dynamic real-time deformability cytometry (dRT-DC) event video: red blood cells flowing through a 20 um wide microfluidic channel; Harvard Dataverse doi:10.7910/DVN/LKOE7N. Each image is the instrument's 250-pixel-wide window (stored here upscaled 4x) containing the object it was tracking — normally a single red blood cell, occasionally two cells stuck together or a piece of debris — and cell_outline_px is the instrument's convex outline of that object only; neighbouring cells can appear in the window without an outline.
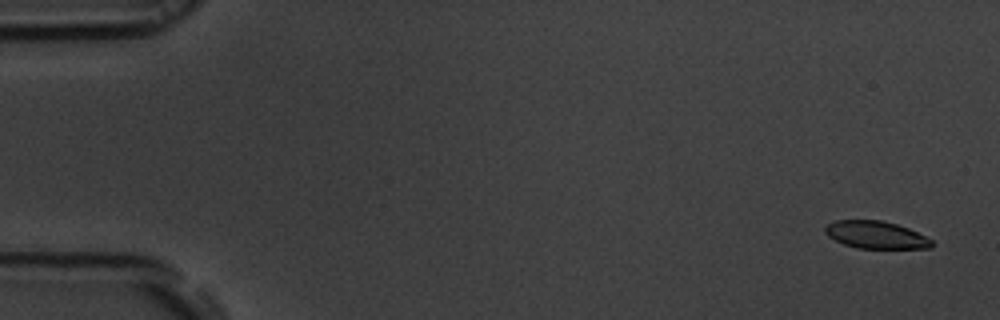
{"species": "common noctule bat (a hibernating species)", "species_latin": "Nyctalus noctula", "temperature_condition": "room temperature", "stored_images_in_passage": 55, "camera_frame_rate_fps": 3000, "um_per_image_px": 0.085, "animal": {"sex": "male", "body_mass_g": 19.5, "forearm_length_mm": 54.6}, "frame": {"image": 1, "passage_image": 3, "time_ms": 0.667, "image_size_px": [1000, 320], "cell_outline_px": [[932, 248], [856, 248], [844, 244], [828, 236], [824, 232], [824, 228], [828, 224], [836, 220], [880, 220], [896, 224], [908, 228], [932, 240]], "centroid_in_image_um": [74.42, 19.96], "position_along_channel_um": 10.6, "area_um2": 16.88}}
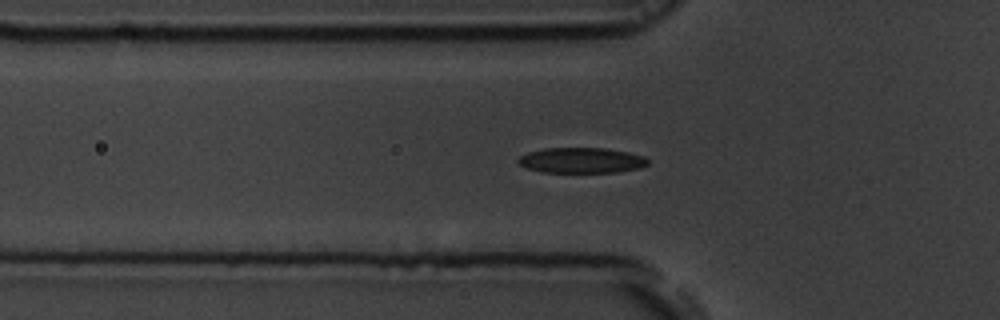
{"frame": {"image": 2, "passage_image": 19, "time_ms": 6.0, "image_size_px": [1000, 320], "cell_outline_px": [[648, 164], [640, 168], [616, 172], [540, 172], [528, 168], [520, 164], [516, 160], [520, 156], [528, 152], [544, 148], [604, 148], [628, 152], [644, 156], [648, 160]], "centroid_in_image_um": [49.42, 13.63], "position_along_channel_um": 76.4, "area_um2": 19.19}}
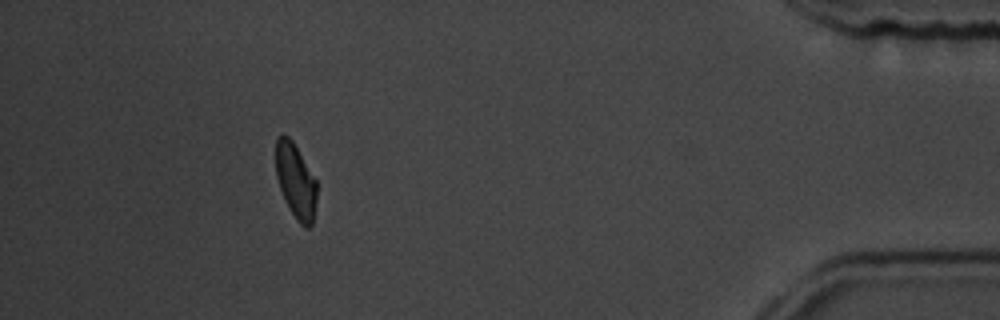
{"frame": {"image": 3, "passage_image": 50, "time_ms": 16.333, "image_size_px": [1000, 320], "cell_outline_px": [[316, 200], [312, 224], [308, 228], [304, 228], [296, 220], [284, 200], [276, 176], [276, 136], [284, 132], [292, 140], [316, 180]], "centroid_in_image_um": [25.11, 15.37], "position_along_channel_um": 410.1, "area_um2": 17.92}, "authors_computed_cell_mechanics": {"area_um2": 19.0162, "velocity_mm_per_s": 3.777, "shape_relaxation_time_tau1_ms": 2.5898, "shape_relaxation_time_tau2_ms": 2.1998, "deformation_change_tau1": 0.1207, "deformation_change_tau2": 0.077}}